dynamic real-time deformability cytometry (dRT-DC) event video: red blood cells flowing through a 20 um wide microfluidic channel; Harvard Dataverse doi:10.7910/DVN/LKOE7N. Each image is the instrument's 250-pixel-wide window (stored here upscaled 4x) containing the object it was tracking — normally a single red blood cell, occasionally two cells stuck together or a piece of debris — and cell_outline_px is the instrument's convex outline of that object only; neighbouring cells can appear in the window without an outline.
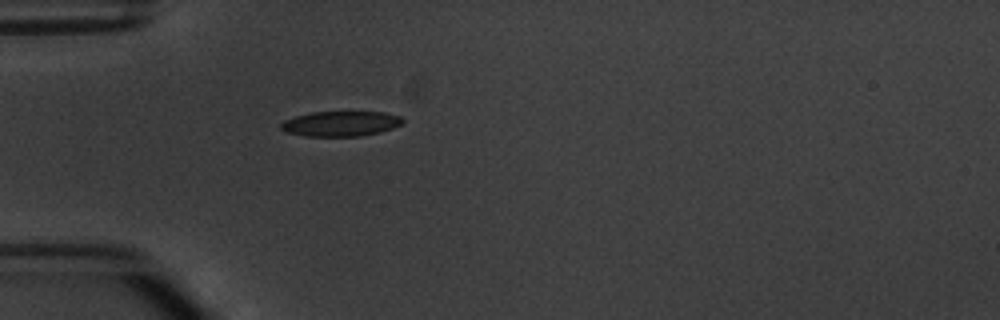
{"species": "common noctule bat (a hibernating species)", "species_latin": "Nyctalus noctula", "temperature_condition": "warm", "stored_images_in_passage": 1, "camera_frame_rate_fps": 3000, "um_per_image_px": 0.085, "animal": {"sex": "male", "body_mass_g": 20.1, "forearm_length_mm": 53.5}, "frame": {"image": 1, "passage_image": 1, "time_ms": 0.0, "image_size_px": [1000, 320], "cell_outline_px": [[404, 120], [400, 124], [392, 128], [380, 132], [360, 136], [304, 136], [284, 132], [280, 128], [280, 124], [284, 120], [296, 116], [312, 112], [384, 112], [400, 116]], "centroid_in_image_um": [28.92, 10.51], "position_along_channel_um": 56.1, "area_um2": 17.8}}